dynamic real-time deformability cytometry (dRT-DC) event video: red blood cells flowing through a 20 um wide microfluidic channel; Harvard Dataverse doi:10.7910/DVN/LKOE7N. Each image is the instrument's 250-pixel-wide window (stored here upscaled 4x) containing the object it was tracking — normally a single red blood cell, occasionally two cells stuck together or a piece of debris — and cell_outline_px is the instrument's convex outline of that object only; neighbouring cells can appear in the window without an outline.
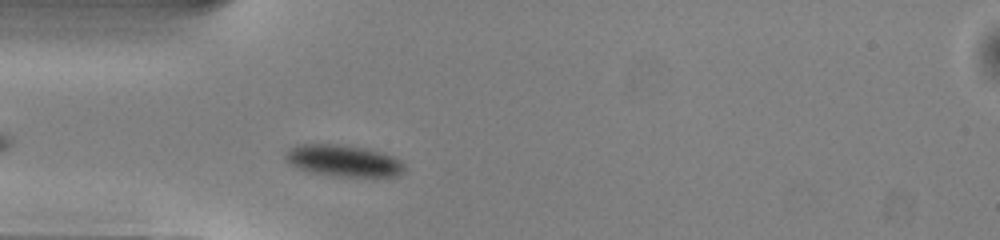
{"species": "common noctule bat (a hibernating species)", "species_latin": "Nyctalus noctula", "temperature_condition": "warm", "stored_images_in_passage": 33, "camera_frame_rate_fps": 3000, "um_per_image_px": 0.085, "animal": {"sex": "male", "body_mass_g": 13.0, "forearm_length_mm": 53.1}, "frame": {"image": 1, "passage_image": 6, "time_ms": 1.667, "image_size_px": [1000, 240], "cell_outline_px": [[404, 172], [400, 176], [332, 176], [312, 172], [296, 168], [288, 164], [284, 160], [284, 156], [288, 148], [296, 144], [340, 144], [364, 148], [380, 152], [392, 156], [400, 160], [404, 164]], "centroid_in_image_um": [29.13, 13.66], "position_along_channel_um": 55.9, "area_um2": 22.14}}
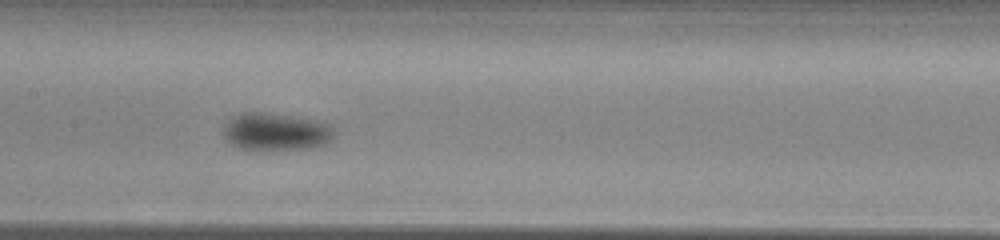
{"frame": {"image": 2, "passage_image": 16, "time_ms": 5.0, "image_size_px": [1000, 240], "cell_outline_px": [[336, 136], [332, 140], [324, 144], [312, 148], [260, 152], [240, 148], [232, 144], [224, 136], [224, 124], [232, 116], [240, 112], [264, 112], [316, 120], [332, 124]], "centroid_in_image_um": [23.47, 11.22], "position_along_channel_um": 183.9, "area_um2": 25.03}}
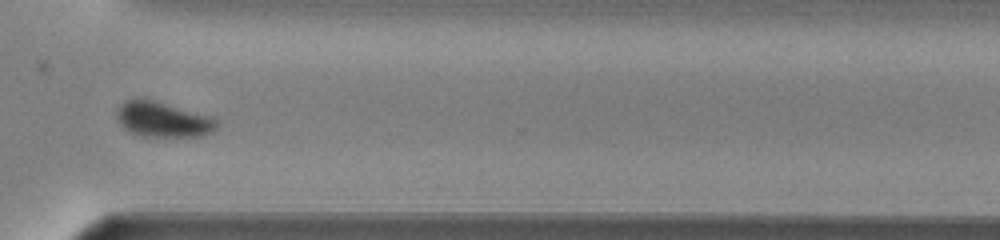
{"frame": {"image": 3, "passage_image": 29, "time_ms": 9.333, "image_size_px": [1000, 240], "cell_outline_px": [[216, 128], [212, 132], [204, 136], [140, 136], [128, 132], [116, 120], [116, 112], [120, 104], [124, 100], [136, 96], [152, 100], [212, 116], [216, 120]], "centroid_in_image_um": [13.78, 10.14], "position_along_channel_um": 356.8, "area_um2": 20.81}, "authors_computed_cell_mechanics": {"area_um2": 22.5998, "velocity_mm_per_s": 3.9833, "shape_relaxation_time_tau1_ms": 1.8552, "shape_relaxation_time_tau2_ms": null, "deformation_change_tau1": 0.1085, "deformation_change_tau2": null}}